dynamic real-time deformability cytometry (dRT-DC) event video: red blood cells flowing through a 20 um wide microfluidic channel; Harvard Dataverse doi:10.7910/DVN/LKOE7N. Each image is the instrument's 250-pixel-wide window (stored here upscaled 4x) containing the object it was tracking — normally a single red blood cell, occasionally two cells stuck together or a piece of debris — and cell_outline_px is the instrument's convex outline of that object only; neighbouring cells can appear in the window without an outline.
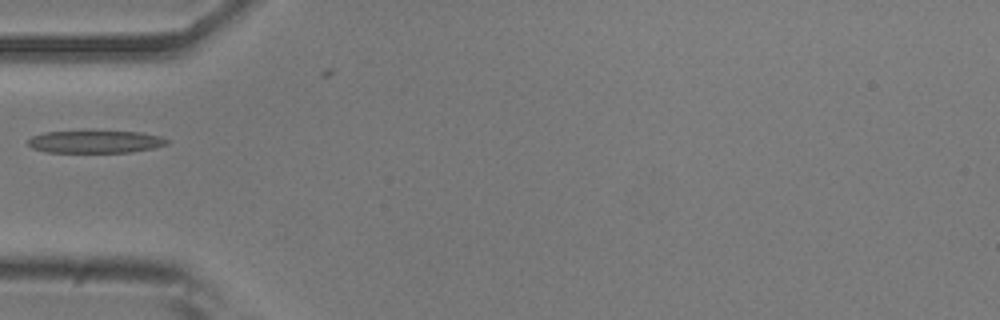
{"species": "common noctule bat (a hibernating species)", "species_latin": "Nyctalus noctula", "temperature_condition": "room temperature", "stored_images_in_passage": 26, "camera_frame_rate_fps": 3000, "um_per_image_px": 0.085, "animal": {"sex": "male", "body_mass_g": 20.5, "forearm_length_mm": 52.5}, "frame": {"image": 1, "passage_image": 1, "time_ms": 0.0, "image_size_px": [1000, 320], "cell_outline_px": [[168, 144], [152, 148], [132, 152], [48, 152], [32, 148], [28, 144], [28, 140], [32, 136], [44, 132], [84, 128], [140, 132], [160, 136], [168, 140]], "centroid_in_image_um": [8.07, 11.99], "position_along_channel_um": 76.9, "area_um2": 19.25}}
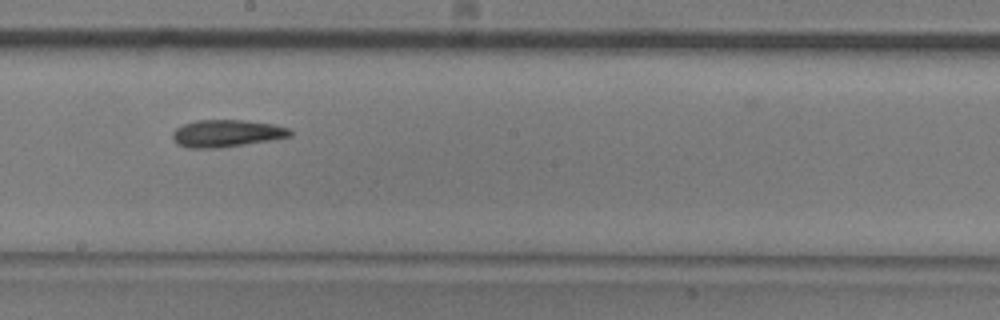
{"frame": {"image": 2, "passage_image": 13, "time_ms": 4.0, "image_size_px": [1000, 320], "cell_outline_px": [[292, 136], [276, 140], [220, 148], [188, 148], [176, 144], [172, 136], [172, 132], [176, 128], [184, 124], [196, 120], [248, 120], [276, 124], [288, 128], [292, 132]], "centroid_in_image_um": [19.3, 11.34], "position_along_channel_um": 228.9, "area_um2": 19.07}}
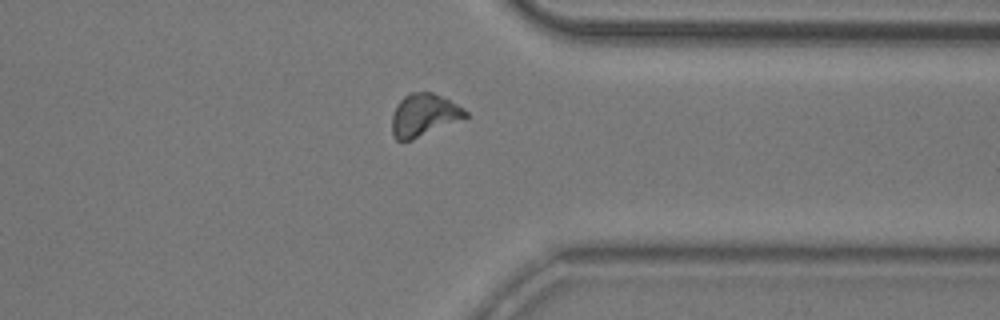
{"frame": {"image": 3, "passage_image": 25, "time_ms": 8.0, "image_size_px": [1000, 320], "cell_outline_px": [[468, 116], [464, 120], [412, 140], [396, 140], [392, 132], [392, 116], [400, 100], [404, 96], [412, 92], [432, 92], [464, 108], [468, 112]], "centroid_in_image_um": [36.07, 9.8], "position_along_channel_um": 375.3, "area_um2": 18.26}}